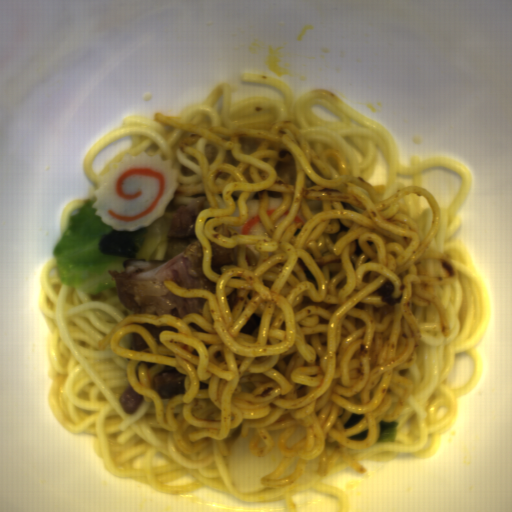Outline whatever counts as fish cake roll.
<instances>
[{
    "label": "fish cake roll",
    "instance_id": "obj_2",
    "mask_svg": "<svg viewBox=\"0 0 512 512\" xmlns=\"http://www.w3.org/2000/svg\"><path fill=\"white\" fill-rule=\"evenodd\" d=\"M248 209L247 219L235 227L234 232L240 235H266L260 220L259 201L246 202Z\"/></svg>",
    "mask_w": 512,
    "mask_h": 512
},
{
    "label": "fish cake roll",
    "instance_id": "obj_3",
    "mask_svg": "<svg viewBox=\"0 0 512 512\" xmlns=\"http://www.w3.org/2000/svg\"><path fill=\"white\" fill-rule=\"evenodd\" d=\"M282 201L279 196L269 197L267 203V213L271 216L281 205Z\"/></svg>",
    "mask_w": 512,
    "mask_h": 512
},
{
    "label": "fish cake roll",
    "instance_id": "obj_1",
    "mask_svg": "<svg viewBox=\"0 0 512 512\" xmlns=\"http://www.w3.org/2000/svg\"><path fill=\"white\" fill-rule=\"evenodd\" d=\"M178 186L173 161L145 151L123 155L99 179L91 207L112 230L126 232L157 223L174 200Z\"/></svg>",
    "mask_w": 512,
    "mask_h": 512
}]
</instances>
